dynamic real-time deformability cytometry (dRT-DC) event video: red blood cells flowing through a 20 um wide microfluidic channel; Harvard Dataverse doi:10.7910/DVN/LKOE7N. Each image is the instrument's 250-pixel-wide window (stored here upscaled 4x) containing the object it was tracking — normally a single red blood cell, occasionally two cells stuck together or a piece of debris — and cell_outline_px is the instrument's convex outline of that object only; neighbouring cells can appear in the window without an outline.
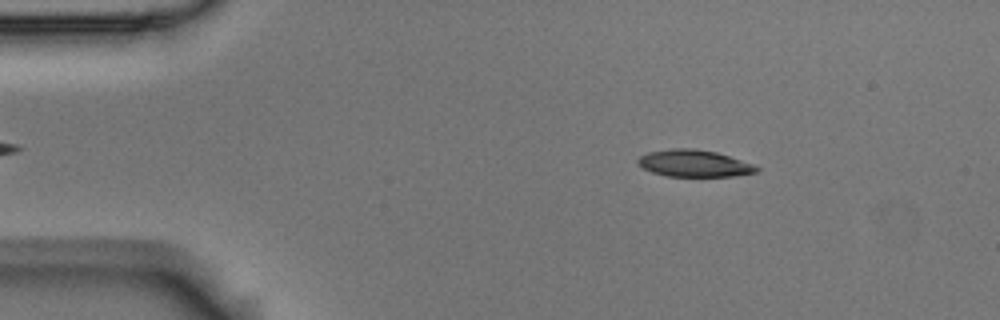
{"species": "Egyptian fruit bat (a non-hibernating species)", "species_latin": "Rousettus aegyptiacus", "temperature_condition": "room temperature", "stored_images_in_passage": 56, "camera_frame_rate_fps": 3000, "um_per_image_px": 0.085, "animal": {"sex": "male"}, "frame": {"image": 1, "passage_image": 8, "time_ms": 2.333, "image_size_px": [1000, 320], "cell_outline_px": [[760, 168], [756, 172], [732, 176], [668, 176], [652, 172], [636, 164], [636, 160], [640, 156], [648, 152], [672, 148], [692, 148], [716, 152], [756, 164]], "centroid_in_image_um": [59.0, 13.88], "position_along_channel_um": 26.0, "area_um2": 18.67}}
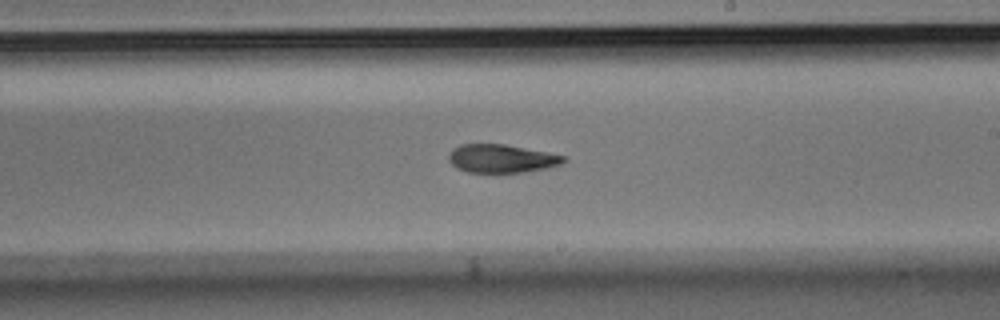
{"frame": {"image": 2, "passage_image": 32, "time_ms": 10.333, "image_size_px": [1000, 320], "cell_outline_px": [[568, 160], [560, 164], [544, 168], [524, 172], [468, 172], [456, 168], [448, 160], [448, 156], [452, 148], [460, 144], [504, 144], [548, 152], [564, 156]], "centroid_in_image_um": [42.6, 13.47], "position_along_channel_um": 246.4, "area_um2": 18.9}}
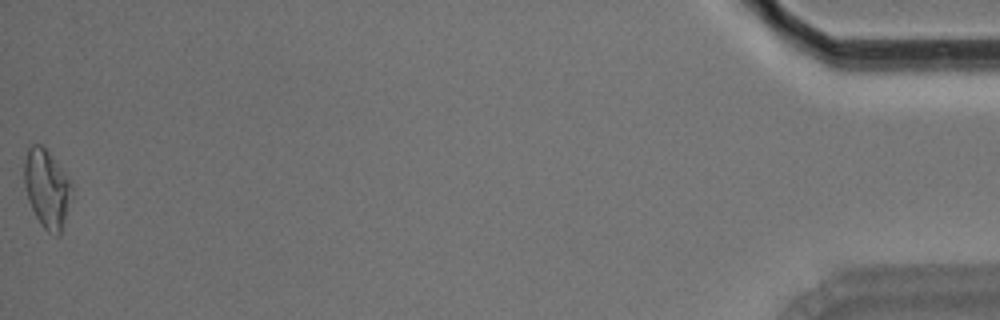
{"frame": {"image": 3, "passage_image": 56, "time_ms": 18.333, "image_size_px": [1000, 320], "cell_outline_px": [[72, 188], [60, 236], [56, 236], [48, 232], [40, 224], [28, 200], [24, 184], [24, 160], [28, 148], [32, 144], [40, 144], [48, 152], [68, 176], [72, 184]], "centroid_in_image_um": [3.96, 16.02], "position_along_channel_um": 431.2, "area_um2": 21.39}, "authors_computed_cell_mechanics": {"area_um2": 19.6809, "velocity_mm_per_s": 3.5334, "shape_relaxation_time_tau1_ms": 10.1791, "shape_relaxation_time_tau2_ms": 5.7888, "deformation_change_tau1": 0.2136, "deformation_change_tau2": 0.1518}}